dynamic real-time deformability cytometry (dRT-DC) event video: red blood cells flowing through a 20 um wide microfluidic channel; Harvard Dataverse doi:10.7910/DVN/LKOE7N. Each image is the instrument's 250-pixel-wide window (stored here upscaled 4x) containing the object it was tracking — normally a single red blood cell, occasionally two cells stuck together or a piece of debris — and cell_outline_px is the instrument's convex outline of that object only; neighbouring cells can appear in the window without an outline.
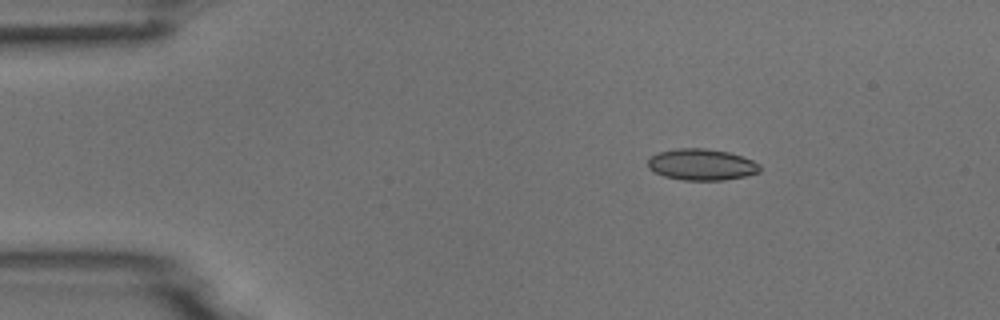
{"species": "common noctule bat (a hibernating species)", "species_latin": "Nyctalus noctula", "temperature_condition": "room temperature", "stored_images_in_passage": 4, "camera_frame_rate_fps": 3000, "um_per_image_px": 0.085, "animal": {"sex": "male", "body_mass_g": 18.8}, "frame": {"image": 1, "passage_image": 2, "time_ms": 0.333, "image_size_px": [1000, 320], "cell_outline_px": [[760, 172], [744, 176], [724, 180], [684, 180], [664, 176], [648, 168], [648, 160], [656, 152], [676, 148], [704, 148], [728, 152], [752, 160], [760, 164]], "centroid_in_image_um": [59.62, 13.98], "position_along_channel_um": 25.4, "area_um2": 20.4}}
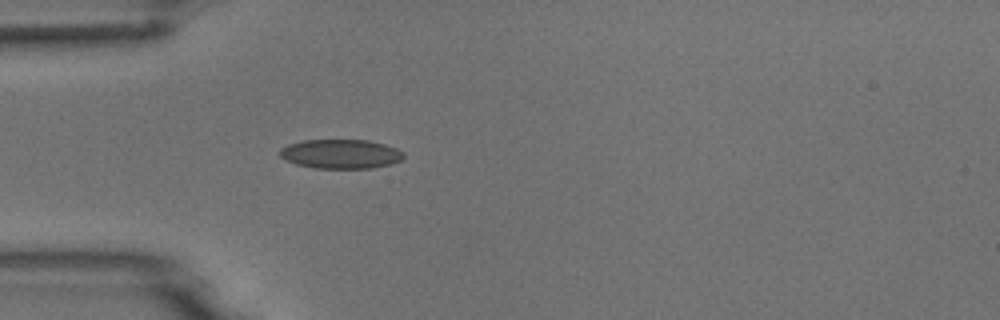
{"frame": {"image": 2, "passage_image": 4, "time_ms": 1.0, "image_size_px": [1000, 320], "cell_outline_px": [[404, 156], [400, 160], [392, 164], [372, 168], [316, 168], [296, 164], [284, 160], [280, 156], [280, 148], [288, 144], [304, 140], [368, 140], [384, 144], [396, 148], [404, 152]], "centroid_in_image_um": [28.96, 13.08], "position_along_channel_um": 56.0, "area_um2": 21.15}}